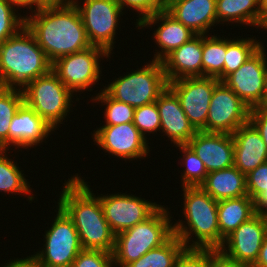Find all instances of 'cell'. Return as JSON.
Listing matches in <instances>:
<instances>
[{"instance_id": "cell-1", "label": "cell", "mask_w": 267, "mask_h": 267, "mask_svg": "<svg viewBox=\"0 0 267 267\" xmlns=\"http://www.w3.org/2000/svg\"><path fill=\"white\" fill-rule=\"evenodd\" d=\"M79 174L65 180L58 206L72 220L85 250L112 253L116 234L111 230L99 197Z\"/></svg>"}, {"instance_id": "cell-2", "label": "cell", "mask_w": 267, "mask_h": 267, "mask_svg": "<svg viewBox=\"0 0 267 267\" xmlns=\"http://www.w3.org/2000/svg\"><path fill=\"white\" fill-rule=\"evenodd\" d=\"M26 15L25 26L52 63L92 46L74 3L66 7L33 10L29 16Z\"/></svg>"}, {"instance_id": "cell-3", "label": "cell", "mask_w": 267, "mask_h": 267, "mask_svg": "<svg viewBox=\"0 0 267 267\" xmlns=\"http://www.w3.org/2000/svg\"><path fill=\"white\" fill-rule=\"evenodd\" d=\"M182 190L185 221L179 219L173 224V234L185 248L219 250L218 201L200 186H185Z\"/></svg>"}, {"instance_id": "cell-4", "label": "cell", "mask_w": 267, "mask_h": 267, "mask_svg": "<svg viewBox=\"0 0 267 267\" xmlns=\"http://www.w3.org/2000/svg\"><path fill=\"white\" fill-rule=\"evenodd\" d=\"M52 70V62L26 26L0 44V86L20 88Z\"/></svg>"}, {"instance_id": "cell-5", "label": "cell", "mask_w": 267, "mask_h": 267, "mask_svg": "<svg viewBox=\"0 0 267 267\" xmlns=\"http://www.w3.org/2000/svg\"><path fill=\"white\" fill-rule=\"evenodd\" d=\"M170 208L160 206L145 221L121 231L115 236L112 252L116 267H126L146 252L164 244L173 235Z\"/></svg>"}, {"instance_id": "cell-6", "label": "cell", "mask_w": 267, "mask_h": 267, "mask_svg": "<svg viewBox=\"0 0 267 267\" xmlns=\"http://www.w3.org/2000/svg\"><path fill=\"white\" fill-rule=\"evenodd\" d=\"M21 90L24 103L54 130L60 127V124H64L63 120L73 108L72 98L75 94L52 70L29 82Z\"/></svg>"}, {"instance_id": "cell-7", "label": "cell", "mask_w": 267, "mask_h": 267, "mask_svg": "<svg viewBox=\"0 0 267 267\" xmlns=\"http://www.w3.org/2000/svg\"><path fill=\"white\" fill-rule=\"evenodd\" d=\"M131 71L115 78L102 89L111 98L137 108L156 102L168 86L162 63L159 61L152 60L144 67Z\"/></svg>"}, {"instance_id": "cell-8", "label": "cell", "mask_w": 267, "mask_h": 267, "mask_svg": "<svg viewBox=\"0 0 267 267\" xmlns=\"http://www.w3.org/2000/svg\"><path fill=\"white\" fill-rule=\"evenodd\" d=\"M56 216L45 232L44 247L31 257L41 267H71L83 249L72 220L57 205Z\"/></svg>"}, {"instance_id": "cell-9", "label": "cell", "mask_w": 267, "mask_h": 267, "mask_svg": "<svg viewBox=\"0 0 267 267\" xmlns=\"http://www.w3.org/2000/svg\"><path fill=\"white\" fill-rule=\"evenodd\" d=\"M111 58L103 48L91 46L80 52L72 53L56 59L52 63V71L75 95L91 89L101 79L102 66L100 60ZM101 67V68H100Z\"/></svg>"}, {"instance_id": "cell-10", "label": "cell", "mask_w": 267, "mask_h": 267, "mask_svg": "<svg viewBox=\"0 0 267 267\" xmlns=\"http://www.w3.org/2000/svg\"><path fill=\"white\" fill-rule=\"evenodd\" d=\"M74 0L87 37L92 46L105 49L110 55L114 49L116 30L123 10L116 0ZM82 3V5H81Z\"/></svg>"}, {"instance_id": "cell-11", "label": "cell", "mask_w": 267, "mask_h": 267, "mask_svg": "<svg viewBox=\"0 0 267 267\" xmlns=\"http://www.w3.org/2000/svg\"><path fill=\"white\" fill-rule=\"evenodd\" d=\"M262 45L223 82L250 108H261L267 100V53Z\"/></svg>"}, {"instance_id": "cell-12", "label": "cell", "mask_w": 267, "mask_h": 267, "mask_svg": "<svg viewBox=\"0 0 267 267\" xmlns=\"http://www.w3.org/2000/svg\"><path fill=\"white\" fill-rule=\"evenodd\" d=\"M220 81L215 77H184L168 82V87L179 98L181 107L197 131L206 132V121L211 96Z\"/></svg>"}, {"instance_id": "cell-13", "label": "cell", "mask_w": 267, "mask_h": 267, "mask_svg": "<svg viewBox=\"0 0 267 267\" xmlns=\"http://www.w3.org/2000/svg\"><path fill=\"white\" fill-rule=\"evenodd\" d=\"M94 145H98L105 153L119 159L140 160L150 154L149 141L141 134L133 122L118 125H102L93 130ZM147 155V156H146Z\"/></svg>"}, {"instance_id": "cell-14", "label": "cell", "mask_w": 267, "mask_h": 267, "mask_svg": "<svg viewBox=\"0 0 267 267\" xmlns=\"http://www.w3.org/2000/svg\"><path fill=\"white\" fill-rule=\"evenodd\" d=\"M250 108L223 81L214 88L206 121V132L233 134L249 122Z\"/></svg>"}, {"instance_id": "cell-15", "label": "cell", "mask_w": 267, "mask_h": 267, "mask_svg": "<svg viewBox=\"0 0 267 267\" xmlns=\"http://www.w3.org/2000/svg\"><path fill=\"white\" fill-rule=\"evenodd\" d=\"M97 195L104 217L117 234L149 218L161 205L130 193Z\"/></svg>"}, {"instance_id": "cell-16", "label": "cell", "mask_w": 267, "mask_h": 267, "mask_svg": "<svg viewBox=\"0 0 267 267\" xmlns=\"http://www.w3.org/2000/svg\"><path fill=\"white\" fill-rule=\"evenodd\" d=\"M267 234V216L255 214L224 239L218 250L233 261L252 266Z\"/></svg>"}, {"instance_id": "cell-17", "label": "cell", "mask_w": 267, "mask_h": 267, "mask_svg": "<svg viewBox=\"0 0 267 267\" xmlns=\"http://www.w3.org/2000/svg\"><path fill=\"white\" fill-rule=\"evenodd\" d=\"M187 145L204 163L208 173L234 166L232 134L197 131Z\"/></svg>"}, {"instance_id": "cell-18", "label": "cell", "mask_w": 267, "mask_h": 267, "mask_svg": "<svg viewBox=\"0 0 267 267\" xmlns=\"http://www.w3.org/2000/svg\"><path fill=\"white\" fill-rule=\"evenodd\" d=\"M159 23V25L157 24ZM157 24V29L154 30L153 39L160 48L155 51L154 57L151 60L161 62L168 54L188 42L196 34L189 28L177 21L167 11L156 12L152 16L145 18L136 27L139 29L151 28Z\"/></svg>"}, {"instance_id": "cell-19", "label": "cell", "mask_w": 267, "mask_h": 267, "mask_svg": "<svg viewBox=\"0 0 267 267\" xmlns=\"http://www.w3.org/2000/svg\"><path fill=\"white\" fill-rule=\"evenodd\" d=\"M161 121V133H165L175 145L187 144L196 134L197 130L190 123L183 111L179 98L167 86L156 100Z\"/></svg>"}, {"instance_id": "cell-20", "label": "cell", "mask_w": 267, "mask_h": 267, "mask_svg": "<svg viewBox=\"0 0 267 267\" xmlns=\"http://www.w3.org/2000/svg\"><path fill=\"white\" fill-rule=\"evenodd\" d=\"M55 130L32 108L23 103L13 116L9 127V150L35 148Z\"/></svg>"}, {"instance_id": "cell-21", "label": "cell", "mask_w": 267, "mask_h": 267, "mask_svg": "<svg viewBox=\"0 0 267 267\" xmlns=\"http://www.w3.org/2000/svg\"><path fill=\"white\" fill-rule=\"evenodd\" d=\"M167 12L196 35H209L218 25L216 0H169Z\"/></svg>"}, {"instance_id": "cell-22", "label": "cell", "mask_w": 267, "mask_h": 267, "mask_svg": "<svg viewBox=\"0 0 267 267\" xmlns=\"http://www.w3.org/2000/svg\"><path fill=\"white\" fill-rule=\"evenodd\" d=\"M161 63L167 82L184 77L203 76L202 35L192 37L168 54Z\"/></svg>"}, {"instance_id": "cell-23", "label": "cell", "mask_w": 267, "mask_h": 267, "mask_svg": "<svg viewBox=\"0 0 267 267\" xmlns=\"http://www.w3.org/2000/svg\"><path fill=\"white\" fill-rule=\"evenodd\" d=\"M234 166L247 175L267 161V147L256 128L248 122L232 134Z\"/></svg>"}, {"instance_id": "cell-24", "label": "cell", "mask_w": 267, "mask_h": 267, "mask_svg": "<svg viewBox=\"0 0 267 267\" xmlns=\"http://www.w3.org/2000/svg\"><path fill=\"white\" fill-rule=\"evenodd\" d=\"M200 187L216 201L248 195L246 175L235 166L208 173Z\"/></svg>"}, {"instance_id": "cell-25", "label": "cell", "mask_w": 267, "mask_h": 267, "mask_svg": "<svg viewBox=\"0 0 267 267\" xmlns=\"http://www.w3.org/2000/svg\"><path fill=\"white\" fill-rule=\"evenodd\" d=\"M255 214L254 200L248 195L218 201L219 249L227 236Z\"/></svg>"}, {"instance_id": "cell-26", "label": "cell", "mask_w": 267, "mask_h": 267, "mask_svg": "<svg viewBox=\"0 0 267 267\" xmlns=\"http://www.w3.org/2000/svg\"><path fill=\"white\" fill-rule=\"evenodd\" d=\"M218 24L239 23L260 28V0H216Z\"/></svg>"}, {"instance_id": "cell-27", "label": "cell", "mask_w": 267, "mask_h": 267, "mask_svg": "<svg viewBox=\"0 0 267 267\" xmlns=\"http://www.w3.org/2000/svg\"><path fill=\"white\" fill-rule=\"evenodd\" d=\"M8 151L9 150L6 149H0V192H4V194L8 193L9 195H16L18 193L19 195L28 196L29 194L27 199L29 202H33L34 195L31 191V185L25 177L27 175H25L22 172L23 170H20L19 166H17V161L15 162L8 157Z\"/></svg>"}, {"instance_id": "cell-28", "label": "cell", "mask_w": 267, "mask_h": 267, "mask_svg": "<svg viewBox=\"0 0 267 267\" xmlns=\"http://www.w3.org/2000/svg\"><path fill=\"white\" fill-rule=\"evenodd\" d=\"M225 54L226 38L224 36L202 35L203 76L215 77L219 81H223Z\"/></svg>"}, {"instance_id": "cell-29", "label": "cell", "mask_w": 267, "mask_h": 267, "mask_svg": "<svg viewBox=\"0 0 267 267\" xmlns=\"http://www.w3.org/2000/svg\"><path fill=\"white\" fill-rule=\"evenodd\" d=\"M232 39L226 37V54L223 67V80L236 71L264 43L254 37ZM232 39V40H231ZM257 39V40H256Z\"/></svg>"}, {"instance_id": "cell-30", "label": "cell", "mask_w": 267, "mask_h": 267, "mask_svg": "<svg viewBox=\"0 0 267 267\" xmlns=\"http://www.w3.org/2000/svg\"><path fill=\"white\" fill-rule=\"evenodd\" d=\"M184 248L182 241L173 234L164 244L146 252L126 267H174L177 257Z\"/></svg>"}, {"instance_id": "cell-31", "label": "cell", "mask_w": 267, "mask_h": 267, "mask_svg": "<svg viewBox=\"0 0 267 267\" xmlns=\"http://www.w3.org/2000/svg\"><path fill=\"white\" fill-rule=\"evenodd\" d=\"M23 103L20 88L0 86V149L9 150L10 123Z\"/></svg>"}, {"instance_id": "cell-32", "label": "cell", "mask_w": 267, "mask_h": 267, "mask_svg": "<svg viewBox=\"0 0 267 267\" xmlns=\"http://www.w3.org/2000/svg\"><path fill=\"white\" fill-rule=\"evenodd\" d=\"M98 94L93 97L92 102L106 105L104 110L105 124L103 125H118L122 123L133 122L135 108L124 102L117 101L111 98L104 90H100ZM98 101V102H97Z\"/></svg>"}, {"instance_id": "cell-33", "label": "cell", "mask_w": 267, "mask_h": 267, "mask_svg": "<svg viewBox=\"0 0 267 267\" xmlns=\"http://www.w3.org/2000/svg\"><path fill=\"white\" fill-rule=\"evenodd\" d=\"M175 147L182 152L183 164L185 166L183 173L181 174V187L185 186H200L206 179L208 174L204 163L200 158L192 151V149L187 145H175ZM186 167V168H185Z\"/></svg>"}, {"instance_id": "cell-34", "label": "cell", "mask_w": 267, "mask_h": 267, "mask_svg": "<svg viewBox=\"0 0 267 267\" xmlns=\"http://www.w3.org/2000/svg\"><path fill=\"white\" fill-rule=\"evenodd\" d=\"M16 9L19 8L11 1L0 0V44L25 26V16Z\"/></svg>"}, {"instance_id": "cell-35", "label": "cell", "mask_w": 267, "mask_h": 267, "mask_svg": "<svg viewBox=\"0 0 267 267\" xmlns=\"http://www.w3.org/2000/svg\"><path fill=\"white\" fill-rule=\"evenodd\" d=\"M133 123L146 139H148L147 133L149 136V133L155 135V132H161V121L156 102L135 108Z\"/></svg>"}, {"instance_id": "cell-36", "label": "cell", "mask_w": 267, "mask_h": 267, "mask_svg": "<svg viewBox=\"0 0 267 267\" xmlns=\"http://www.w3.org/2000/svg\"><path fill=\"white\" fill-rule=\"evenodd\" d=\"M121 9H132L137 11L136 23L140 24L145 18L152 16L156 12L167 11L169 0H116Z\"/></svg>"}, {"instance_id": "cell-37", "label": "cell", "mask_w": 267, "mask_h": 267, "mask_svg": "<svg viewBox=\"0 0 267 267\" xmlns=\"http://www.w3.org/2000/svg\"><path fill=\"white\" fill-rule=\"evenodd\" d=\"M212 249L184 248L174 267H211Z\"/></svg>"}, {"instance_id": "cell-38", "label": "cell", "mask_w": 267, "mask_h": 267, "mask_svg": "<svg viewBox=\"0 0 267 267\" xmlns=\"http://www.w3.org/2000/svg\"><path fill=\"white\" fill-rule=\"evenodd\" d=\"M112 253L82 249L71 267H115Z\"/></svg>"}, {"instance_id": "cell-39", "label": "cell", "mask_w": 267, "mask_h": 267, "mask_svg": "<svg viewBox=\"0 0 267 267\" xmlns=\"http://www.w3.org/2000/svg\"><path fill=\"white\" fill-rule=\"evenodd\" d=\"M246 188L252 200L267 190V161L246 175Z\"/></svg>"}, {"instance_id": "cell-40", "label": "cell", "mask_w": 267, "mask_h": 267, "mask_svg": "<svg viewBox=\"0 0 267 267\" xmlns=\"http://www.w3.org/2000/svg\"><path fill=\"white\" fill-rule=\"evenodd\" d=\"M249 122L260 133L267 147V111L262 107L250 109Z\"/></svg>"}, {"instance_id": "cell-41", "label": "cell", "mask_w": 267, "mask_h": 267, "mask_svg": "<svg viewBox=\"0 0 267 267\" xmlns=\"http://www.w3.org/2000/svg\"><path fill=\"white\" fill-rule=\"evenodd\" d=\"M211 267H251V266L228 259L218 250L212 249Z\"/></svg>"}, {"instance_id": "cell-42", "label": "cell", "mask_w": 267, "mask_h": 267, "mask_svg": "<svg viewBox=\"0 0 267 267\" xmlns=\"http://www.w3.org/2000/svg\"><path fill=\"white\" fill-rule=\"evenodd\" d=\"M74 0H35L34 10L70 6Z\"/></svg>"}, {"instance_id": "cell-43", "label": "cell", "mask_w": 267, "mask_h": 267, "mask_svg": "<svg viewBox=\"0 0 267 267\" xmlns=\"http://www.w3.org/2000/svg\"><path fill=\"white\" fill-rule=\"evenodd\" d=\"M9 262L4 263L2 267H41L31 256L24 258L10 259Z\"/></svg>"}, {"instance_id": "cell-44", "label": "cell", "mask_w": 267, "mask_h": 267, "mask_svg": "<svg viewBox=\"0 0 267 267\" xmlns=\"http://www.w3.org/2000/svg\"><path fill=\"white\" fill-rule=\"evenodd\" d=\"M254 207L257 214L267 216V190L254 199Z\"/></svg>"}, {"instance_id": "cell-45", "label": "cell", "mask_w": 267, "mask_h": 267, "mask_svg": "<svg viewBox=\"0 0 267 267\" xmlns=\"http://www.w3.org/2000/svg\"><path fill=\"white\" fill-rule=\"evenodd\" d=\"M251 267H267V234L263 239L262 247L259 251L258 258Z\"/></svg>"}, {"instance_id": "cell-46", "label": "cell", "mask_w": 267, "mask_h": 267, "mask_svg": "<svg viewBox=\"0 0 267 267\" xmlns=\"http://www.w3.org/2000/svg\"><path fill=\"white\" fill-rule=\"evenodd\" d=\"M8 1H11L19 9H22L20 7H24V9L27 8V10L30 9L28 10L29 12L34 10L35 0H8Z\"/></svg>"}, {"instance_id": "cell-47", "label": "cell", "mask_w": 267, "mask_h": 267, "mask_svg": "<svg viewBox=\"0 0 267 267\" xmlns=\"http://www.w3.org/2000/svg\"><path fill=\"white\" fill-rule=\"evenodd\" d=\"M267 23V0H260V28Z\"/></svg>"}, {"instance_id": "cell-48", "label": "cell", "mask_w": 267, "mask_h": 267, "mask_svg": "<svg viewBox=\"0 0 267 267\" xmlns=\"http://www.w3.org/2000/svg\"><path fill=\"white\" fill-rule=\"evenodd\" d=\"M262 108L267 111V100H266V102H265V104H264V106Z\"/></svg>"}, {"instance_id": "cell-49", "label": "cell", "mask_w": 267, "mask_h": 267, "mask_svg": "<svg viewBox=\"0 0 267 267\" xmlns=\"http://www.w3.org/2000/svg\"><path fill=\"white\" fill-rule=\"evenodd\" d=\"M265 31H267V23L262 27Z\"/></svg>"}]
</instances>
